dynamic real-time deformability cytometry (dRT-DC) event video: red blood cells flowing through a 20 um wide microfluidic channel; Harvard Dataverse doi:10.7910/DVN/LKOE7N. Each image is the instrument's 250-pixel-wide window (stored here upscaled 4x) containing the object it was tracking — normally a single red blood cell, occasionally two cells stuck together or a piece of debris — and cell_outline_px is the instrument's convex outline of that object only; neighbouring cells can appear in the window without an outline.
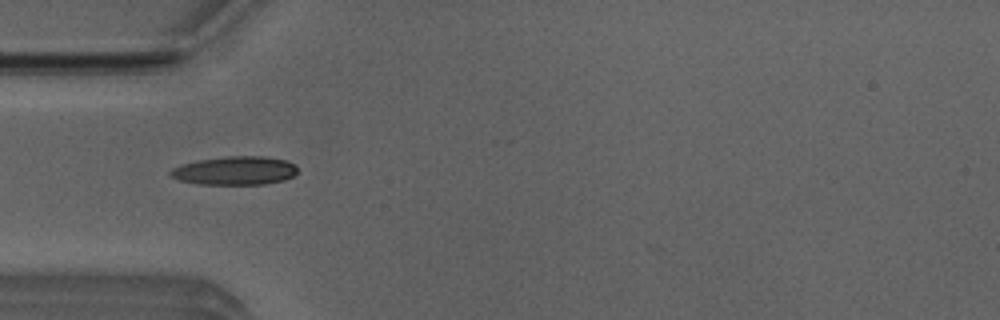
{"species": "Egyptian fruit bat (a non-hibernating species)", "species_latin": "Rousettus aegyptiacus", "temperature_condition": "room temperature", "stored_images_in_passage": 31, "camera_frame_rate_fps": 3000, "um_per_image_px": 0.085, "animal": {"sex": "male"}, "frame": {"image": 1, "passage_image": 1, "time_ms": 0.0, "image_size_px": [1000, 320], "cell_outline_px": [[296, 172], [292, 176], [284, 180], [264, 184], [200, 184], [180, 180], [172, 176], [168, 172], [172, 168], [180, 164], [196, 160], [228, 156], [264, 156], [288, 160], [296, 164]], "centroid_in_image_um": [19.97, 14.49], "position_along_channel_um": 65.0, "area_um2": 21.21}}